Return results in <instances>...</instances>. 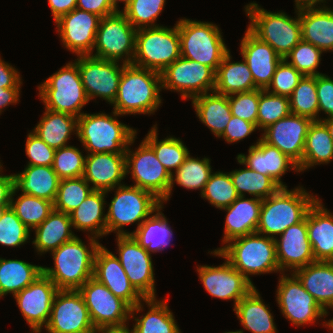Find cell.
Here are the masks:
<instances>
[{
    "instance_id": "1",
    "label": "cell",
    "mask_w": 333,
    "mask_h": 333,
    "mask_svg": "<svg viewBox=\"0 0 333 333\" xmlns=\"http://www.w3.org/2000/svg\"><path fill=\"white\" fill-rule=\"evenodd\" d=\"M88 238L89 246L75 236L51 252L54 267L42 269L43 274L50 278L58 289L78 290L93 277L94 258L101 243L90 235Z\"/></svg>"
},
{
    "instance_id": "2",
    "label": "cell",
    "mask_w": 333,
    "mask_h": 333,
    "mask_svg": "<svg viewBox=\"0 0 333 333\" xmlns=\"http://www.w3.org/2000/svg\"><path fill=\"white\" fill-rule=\"evenodd\" d=\"M161 74L133 64L122 71L118 92L111 104L120 115L153 114L161 106Z\"/></svg>"
},
{
    "instance_id": "3",
    "label": "cell",
    "mask_w": 333,
    "mask_h": 333,
    "mask_svg": "<svg viewBox=\"0 0 333 333\" xmlns=\"http://www.w3.org/2000/svg\"><path fill=\"white\" fill-rule=\"evenodd\" d=\"M112 113H83L78 117L77 137L87 154H125L134 143L137 130L118 120L117 116L123 115Z\"/></svg>"
},
{
    "instance_id": "4",
    "label": "cell",
    "mask_w": 333,
    "mask_h": 333,
    "mask_svg": "<svg viewBox=\"0 0 333 333\" xmlns=\"http://www.w3.org/2000/svg\"><path fill=\"white\" fill-rule=\"evenodd\" d=\"M211 254L226 259L251 283L249 275L280 272L275 239L257 232L235 238Z\"/></svg>"
},
{
    "instance_id": "5",
    "label": "cell",
    "mask_w": 333,
    "mask_h": 333,
    "mask_svg": "<svg viewBox=\"0 0 333 333\" xmlns=\"http://www.w3.org/2000/svg\"><path fill=\"white\" fill-rule=\"evenodd\" d=\"M317 199L302 186L292 190H288L287 186L280 187L262 200L256 232L271 238L278 237L288 227L302 222Z\"/></svg>"
},
{
    "instance_id": "6",
    "label": "cell",
    "mask_w": 333,
    "mask_h": 333,
    "mask_svg": "<svg viewBox=\"0 0 333 333\" xmlns=\"http://www.w3.org/2000/svg\"><path fill=\"white\" fill-rule=\"evenodd\" d=\"M250 19L247 29L261 41L269 44L284 59L302 40L299 9L293 18L283 11L270 12L251 2L245 7Z\"/></svg>"
},
{
    "instance_id": "7",
    "label": "cell",
    "mask_w": 333,
    "mask_h": 333,
    "mask_svg": "<svg viewBox=\"0 0 333 333\" xmlns=\"http://www.w3.org/2000/svg\"><path fill=\"white\" fill-rule=\"evenodd\" d=\"M39 99L51 111L81 116L82 108L90 102L83 87L78 69V58L68 62L49 76L37 88Z\"/></svg>"
},
{
    "instance_id": "8",
    "label": "cell",
    "mask_w": 333,
    "mask_h": 333,
    "mask_svg": "<svg viewBox=\"0 0 333 333\" xmlns=\"http://www.w3.org/2000/svg\"><path fill=\"white\" fill-rule=\"evenodd\" d=\"M181 57L211 67L215 72L230 51L221 30L211 22L183 18L177 21Z\"/></svg>"
},
{
    "instance_id": "9",
    "label": "cell",
    "mask_w": 333,
    "mask_h": 333,
    "mask_svg": "<svg viewBox=\"0 0 333 333\" xmlns=\"http://www.w3.org/2000/svg\"><path fill=\"white\" fill-rule=\"evenodd\" d=\"M114 192L106 213L107 235L113 231L116 236L129 235V232L123 230L125 225L138 222V228L162 205L153 193L133 184L128 186L123 183Z\"/></svg>"
},
{
    "instance_id": "10",
    "label": "cell",
    "mask_w": 333,
    "mask_h": 333,
    "mask_svg": "<svg viewBox=\"0 0 333 333\" xmlns=\"http://www.w3.org/2000/svg\"><path fill=\"white\" fill-rule=\"evenodd\" d=\"M180 56L177 23L173 28L162 25L136 31L133 65L161 73Z\"/></svg>"
},
{
    "instance_id": "11",
    "label": "cell",
    "mask_w": 333,
    "mask_h": 333,
    "mask_svg": "<svg viewBox=\"0 0 333 333\" xmlns=\"http://www.w3.org/2000/svg\"><path fill=\"white\" fill-rule=\"evenodd\" d=\"M136 31L121 11L101 18L93 47L96 53L91 55L105 60L132 64Z\"/></svg>"
},
{
    "instance_id": "12",
    "label": "cell",
    "mask_w": 333,
    "mask_h": 333,
    "mask_svg": "<svg viewBox=\"0 0 333 333\" xmlns=\"http://www.w3.org/2000/svg\"><path fill=\"white\" fill-rule=\"evenodd\" d=\"M215 71L199 62L179 57L161 74L162 89L176 91L182 100L215 91Z\"/></svg>"
},
{
    "instance_id": "13",
    "label": "cell",
    "mask_w": 333,
    "mask_h": 333,
    "mask_svg": "<svg viewBox=\"0 0 333 333\" xmlns=\"http://www.w3.org/2000/svg\"><path fill=\"white\" fill-rule=\"evenodd\" d=\"M78 291L96 330L106 326H121L130 320L131 307L94 277L87 280Z\"/></svg>"
},
{
    "instance_id": "14",
    "label": "cell",
    "mask_w": 333,
    "mask_h": 333,
    "mask_svg": "<svg viewBox=\"0 0 333 333\" xmlns=\"http://www.w3.org/2000/svg\"><path fill=\"white\" fill-rule=\"evenodd\" d=\"M290 274L289 277L285 272L281 273L276 291V301L282 315L297 327L314 324L320 317H327V313L305 290L298 278L293 273Z\"/></svg>"
},
{
    "instance_id": "15",
    "label": "cell",
    "mask_w": 333,
    "mask_h": 333,
    "mask_svg": "<svg viewBox=\"0 0 333 333\" xmlns=\"http://www.w3.org/2000/svg\"><path fill=\"white\" fill-rule=\"evenodd\" d=\"M126 175L131 174L134 186L153 193L161 201L169 192L171 175L156 158L154 150L144 141L137 150L125 151Z\"/></svg>"
},
{
    "instance_id": "16",
    "label": "cell",
    "mask_w": 333,
    "mask_h": 333,
    "mask_svg": "<svg viewBox=\"0 0 333 333\" xmlns=\"http://www.w3.org/2000/svg\"><path fill=\"white\" fill-rule=\"evenodd\" d=\"M47 333H93L88 308L78 290L59 289L53 299Z\"/></svg>"
},
{
    "instance_id": "17",
    "label": "cell",
    "mask_w": 333,
    "mask_h": 333,
    "mask_svg": "<svg viewBox=\"0 0 333 333\" xmlns=\"http://www.w3.org/2000/svg\"><path fill=\"white\" fill-rule=\"evenodd\" d=\"M78 57L81 81L89 100L100 97L112 104L116 98L123 68L118 61L105 60L92 55Z\"/></svg>"
},
{
    "instance_id": "18",
    "label": "cell",
    "mask_w": 333,
    "mask_h": 333,
    "mask_svg": "<svg viewBox=\"0 0 333 333\" xmlns=\"http://www.w3.org/2000/svg\"><path fill=\"white\" fill-rule=\"evenodd\" d=\"M120 264L130 283L144 298H156L152 256L132 235L117 236Z\"/></svg>"
},
{
    "instance_id": "19",
    "label": "cell",
    "mask_w": 333,
    "mask_h": 333,
    "mask_svg": "<svg viewBox=\"0 0 333 333\" xmlns=\"http://www.w3.org/2000/svg\"><path fill=\"white\" fill-rule=\"evenodd\" d=\"M101 17L78 8L62 15L54 23L64 47L77 56L93 54Z\"/></svg>"
},
{
    "instance_id": "20",
    "label": "cell",
    "mask_w": 333,
    "mask_h": 333,
    "mask_svg": "<svg viewBox=\"0 0 333 333\" xmlns=\"http://www.w3.org/2000/svg\"><path fill=\"white\" fill-rule=\"evenodd\" d=\"M58 290L50 278L41 274L33 283L13 296L19 311L33 331L31 333H41L42 327H46Z\"/></svg>"
},
{
    "instance_id": "21",
    "label": "cell",
    "mask_w": 333,
    "mask_h": 333,
    "mask_svg": "<svg viewBox=\"0 0 333 333\" xmlns=\"http://www.w3.org/2000/svg\"><path fill=\"white\" fill-rule=\"evenodd\" d=\"M312 122L311 118L290 113L264 129L259 138L278 148L299 165L302 162L305 139Z\"/></svg>"
},
{
    "instance_id": "22",
    "label": "cell",
    "mask_w": 333,
    "mask_h": 333,
    "mask_svg": "<svg viewBox=\"0 0 333 333\" xmlns=\"http://www.w3.org/2000/svg\"><path fill=\"white\" fill-rule=\"evenodd\" d=\"M197 272L199 280L212 297L233 299L234 307L255 287L227 260L219 266L198 265Z\"/></svg>"
},
{
    "instance_id": "23",
    "label": "cell",
    "mask_w": 333,
    "mask_h": 333,
    "mask_svg": "<svg viewBox=\"0 0 333 333\" xmlns=\"http://www.w3.org/2000/svg\"><path fill=\"white\" fill-rule=\"evenodd\" d=\"M93 277L131 308L145 299L130 283L117 256L102 244L95 254Z\"/></svg>"
},
{
    "instance_id": "24",
    "label": "cell",
    "mask_w": 333,
    "mask_h": 333,
    "mask_svg": "<svg viewBox=\"0 0 333 333\" xmlns=\"http://www.w3.org/2000/svg\"><path fill=\"white\" fill-rule=\"evenodd\" d=\"M279 236L274 239L277 261L282 273L284 271L293 273L296 269L315 262L312 246L308 239L306 217L302 222L285 229Z\"/></svg>"
},
{
    "instance_id": "25",
    "label": "cell",
    "mask_w": 333,
    "mask_h": 333,
    "mask_svg": "<svg viewBox=\"0 0 333 333\" xmlns=\"http://www.w3.org/2000/svg\"><path fill=\"white\" fill-rule=\"evenodd\" d=\"M237 162L260 174L271 177L280 187H286L281 177L288 170L299 172L298 165L278 148L265 143L261 138L248 149V155L238 154ZM291 167V168H290Z\"/></svg>"
},
{
    "instance_id": "26",
    "label": "cell",
    "mask_w": 333,
    "mask_h": 333,
    "mask_svg": "<svg viewBox=\"0 0 333 333\" xmlns=\"http://www.w3.org/2000/svg\"><path fill=\"white\" fill-rule=\"evenodd\" d=\"M240 55L248 65L255 85L259 89H266L282 58L269 44L258 39L248 29L241 39Z\"/></svg>"
},
{
    "instance_id": "27",
    "label": "cell",
    "mask_w": 333,
    "mask_h": 333,
    "mask_svg": "<svg viewBox=\"0 0 333 333\" xmlns=\"http://www.w3.org/2000/svg\"><path fill=\"white\" fill-rule=\"evenodd\" d=\"M83 178L92 189L110 192L126 178L125 154L93 153L85 157Z\"/></svg>"
},
{
    "instance_id": "28",
    "label": "cell",
    "mask_w": 333,
    "mask_h": 333,
    "mask_svg": "<svg viewBox=\"0 0 333 333\" xmlns=\"http://www.w3.org/2000/svg\"><path fill=\"white\" fill-rule=\"evenodd\" d=\"M321 201L318 198L306 215L308 239L315 261L333 262V213Z\"/></svg>"
},
{
    "instance_id": "29",
    "label": "cell",
    "mask_w": 333,
    "mask_h": 333,
    "mask_svg": "<svg viewBox=\"0 0 333 333\" xmlns=\"http://www.w3.org/2000/svg\"><path fill=\"white\" fill-rule=\"evenodd\" d=\"M262 200L239 196L230 206L224 208L225 218L223 243L255 233L259 224Z\"/></svg>"
},
{
    "instance_id": "30",
    "label": "cell",
    "mask_w": 333,
    "mask_h": 333,
    "mask_svg": "<svg viewBox=\"0 0 333 333\" xmlns=\"http://www.w3.org/2000/svg\"><path fill=\"white\" fill-rule=\"evenodd\" d=\"M301 38L323 52L333 51V8L299 9Z\"/></svg>"
},
{
    "instance_id": "31",
    "label": "cell",
    "mask_w": 333,
    "mask_h": 333,
    "mask_svg": "<svg viewBox=\"0 0 333 333\" xmlns=\"http://www.w3.org/2000/svg\"><path fill=\"white\" fill-rule=\"evenodd\" d=\"M293 274L328 314V309L333 308V262L315 261Z\"/></svg>"
},
{
    "instance_id": "32",
    "label": "cell",
    "mask_w": 333,
    "mask_h": 333,
    "mask_svg": "<svg viewBox=\"0 0 333 333\" xmlns=\"http://www.w3.org/2000/svg\"><path fill=\"white\" fill-rule=\"evenodd\" d=\"M157 300V298H145L131 308L130 318L136 322L133 325L135 333H182L176 323L173 313L170 311L167 301ZM145 302L148 312L140 317H136L140 311L144 310Z\"/></svg>"
},
{
    "instance_id": "33",
    "label": "cell",
    "mask_w": 333,
    "mask_h": 333,
    "mask_svg": "<svg viewBox=\"0 0 333 333\" xmlns=\"http://www.w3.org/2000/svg\"><path fill=\"white\" fill-rule=\"evenodd\" d=\"M13 178L16 191L53 203L61 180L52 166L34 165H26L22 172L13 174Z\"/></svg>"
},
{
    "instance_id": "34",
    "label": "cell",
    "mask_w": 333,
    "mask_h": 333,
    "mask_svg": "<svg viewBox=\"0 0 333 333\" xmlns=\"http://www.w3.org/2000/svg\"><path fill=\"white\" fill-rule=\"evenodd\" d=\"M105 191L93 190L87 198L72 212L69 213L72 227L86 231L90 236L99 239L107 235V222L105 213Z\"/></svg>"
},
{
    "instance_id": "35",
    "label": "cell",
    "mask_w": 333,
    "mask_h": 333,
    "mask_svg": "<svg viewBox=\"0 0 333 333\" xmlns=\"http://www.w3.org/2000/svg\"><path fill=\"white\" fill-rule=\"evenodd\" d=\"M233 308L244 329L252 333H277L269 306L263 302L256 287Z\"/></svg>"
},
{
    "instance_id": "36",
    "label": "cell",
    "mask_w": 333,
    "mask_h": 333,
    "mask_svg": "<svg viewBox=\"0 0 333 333\" xmlns=\"http://www.w3.org/2000/svg\"><path fill=\"white\" fill-rule=\"evenodd\" d=\"M72 222L67 213L53 210L50 215L33 230L35 239L32 241L36 252L42 255L56 250L63 243L76 235L72 232Z\"/></svg>"
},
{
    "instance_id": "37",
    "label": "cell",
    "mask_w": 333,
    "mask_h": 333,
    "mask_svg": "<svg viewBox=\"0 0 333 333\" xmlns=\"http://www.w3.org/2000/svg\"><path fill=\"white\" fill-rule=\"evenodd\" d=\"M231 59L229 51L218 66L215 73V92L229 96L259 89L244 59L240 62H231Z\"/></svg>"
},
{
    "instance_id": "38",
    "label": "cell",
    "mask_w": 333,
    "mask_h": 333,
    "mask_svg": "<svg viewBox=\"0 0 333 333\" xmlns=\"http://www.w3.org/2000/svg\"><path fill=\"white\" fill-rule=\"evenodd\" d=\"M196 116L218 138L227 127L231 117L228 96L214 92L192 98Z\"/></svg>"
},
{
    "instance_id": "39",
    "label": "cell",
    "mask_w": 333,
    "mask_h": 333,
    "mask_svg": "<svg viewBox=\"0 0 333 333\" xmlns=\"http://www.w3.org/2000/svg\"><path fill=\"white\" fill-rule=\"evenodd\" d=\"M32 131L49 147L55 150L60 149L68 146L67 142L71 138L72 132L77 136L78 118L45 108L41 120Z\"/></svg>"
},
{
    "instance_id": "40",
    "label": "cell",
    "mask_w": 333,
    "mask_h": 333,
    "mask_svg": "<svg viewBox=\"0 0 333 333\" xmlns=\"http://www.w3.org/2000/svg\"><path fill=\"white\" fill-rule=\"evenodd\" d=\"M333 159V140L323 121L314 120L305 139L302 162L298 165L303 172L314 165L328 164Z\"/></svg>"
},
{
    "instance_id": "41",
    "label": "cell",
    "mask_w": 333,
    "mask_h": 333,
    "mask_svg": "<svg viewBox=\"0 0 333 333\" xmlns=\"http://www.w3.org/2000/svg\"><path fill=\"white\" fill-rule=\"evenodd\" d=\"M163 207L162 204L137 229L129 232V235H132L140 246L150 254L163 251L170 245L173 237L168 219L161 212Z\"/></svg>"
},
{
    "instance_id": "42",
    "label": "cell",
    "mask_w": 333,
    "mask_h": 333,
    "mask_svg": "<svg viewBox=\"0 0 333 333\" xmlns=\"http://www.w3.org/2000/svg\"><path fill=\"white\" fill-rule=\"evenodd\" d=\"M43 266L17 259L0 258V295L13 296L33 283L41 274Z\"/></svg>"
},
{
    "instance_id": "43",
    "label": "cell",
    "mask_w": 333,
    "mask_h": 333,
    "mask_svg": "<svg viewBox=\"0 0 333 333\" xmlns=\"http://www.w3.org/2000/svg\"><path fill=\"white\" fill-rule=\"evenodd\" d=\"M175 173V174H174ZM171 175V182L167 196L161 201L162 204L169 200L174 183L187 190H200L203 192L205 184L212 174V167L209 158L186 157L184 163Z\"/></svg>"
},
{
    "instance_id": "44",
    "label": "cell",
    "mask_w": 333,
    "mask_h": 333,
    "mask_svg": "<svg viewBox=\"0 0 333 333\" xmlns=\"http://www.w3.org/2000/svg\"><path fill=\"white\" fill-rule=\"evenodd\" d=\"M157 124L152 126L148 134L143 139L153 150L156 158L164 166L170 175L184 163L186 157L190 154L188 148L182 142L173 136L158 140ZM173 171V172H172Z\"/></svg>"
},
{
    "instance_id": "45",
    "label": "cell",
    "mask_w": 333,
    "mask_h": 333,
    "mask_svg": "<svg viewBox=\"0 0 333 333\" xmlns=\"http://www.w3.org/2000/svg\"><path fill=\"white\" fill-rule=\"evenodd\" d=\"M244 167L246 168L229 172L239 196L249 193L255 198L264 200L280 188L271 177L253 171L247 166Z\"/></svg>"
},
{
    "instance_id": "46",
    "label": "cell",
    "mask_w": 333,
    "mask_h": 333,
    "mask_svg": "<svg viewBox=\"0 0 333 333\" xmlns=\"http://www.w3.org/2000/svg\"><path fill=\"white\" fill-rule=\"evenodd\" d=\"M16 192L14 188L11 195L10 207L15 211L22 223L31 230L39 226L54 210L53 202L36 196L22 193L15 200L14 196L17 195Z\"/></svg>"
},
{
    "instance_id": "47",
    "label": "cell",
    "mask_w": 333,
    "mask_h": 333,
    "mask_svg": "<svg viewBox=\"0 0 333 333\" xmlns=\"http://www.w3.org/2000/svg\"><path fill=\"white\" fill-rule=\"evenodd\" d=\"M292 114L314 120L319 118V104L316 89V76H303L289 96Z\"/></svg>"
},
{
    "instance_id": "48",
    "label": "cell",
    "mask_w": 333,
    "mask_h": 333,
    "mask_svg": "<svg viewBox=\"0 0 333 333\" xmlns=\"http://www.w3.org/2000/svg\"><path fill=\"white\" fill-rule=\"evenodd\" d=\"M201 197L207 199L214 207L222 210L230 206L238 197L229 172H212L205 184Z\"/></svg>"
},
{
    "instance_id": "49",
    "label": "cell",
    "mask_w": 333,
    "mask_h": 333,
    "mask_svg": "<svg viewBox=\"0 0 333 333\" xmlns=\"http://www.w3.org/2000/svg\"><path fill=\"white\" fill-rule=\"evenodd\" d=\"M93 191L83 177L61 179L54 201V209L69 214Z\"/></svg>"
},
{
    "instance_id": "50",
    "label": "cell",
    "mask_w": 333,
    "mask_h": 333,
    "mask_svg": "<svg viewBox=\"0 0 333 333\" xmlns=\"http://www.w3.org/2000/svg\"><path fill=\"white\" fill-rule=\"evenodd\" d=\"M291 113L289 97L259 89L257 128L264 130Z\"/></svg>"
},
{
    "instance_id": "51",
    "label": "cell",
    "mask_w": 333,
    "mask_h": 333,
    "mask_svg": "<svg viewBox=\"0 0 333 333\" xmlns=\"http://www.w3.org/2000/svg\"><path fill=\"white\" fill-rule=\"evenodd\" d=\"M166 0H132L121 12L136 29L161 26L156 24Z\"/></svg>"
},
{
    "instance_id": "52",
    "label": "cell",
    "mask_w": 333,
    "mask_h": 333,
    "mask_svg": "<svg viewBox=\"0 0 333 333\" xmlns=\"http://www.w3.org/2000/svg\"><path fill=\"white\" fill-rule=\"evenodd\" d=\"M85 157L78 148L71 145L56 149L53 170L60 179L83 177Z\"/></svg>"
},
{
    "instance_id": "53",
    "label": "cell",
    "mask_w": 333,
    "mask_h": 333,
    "mask_svg": "<svg viewBox=\"0 0 333 333\" xmlns=\"http://www.w3.org/2000/svg\"><path fill=\"white\" fill-rule=\"evenodd\" d=\"M322 53L311 43L301 40L284 59L303 76H317L322 74L317 71Z\"/></svg>"
},
{
    "instance_id": "54",
    "label": "cell",
    "mask_w": 333,
    "mask_h": 333,
    "mask_svg": "<svg viewBox=\"0 0 333 333\" xmlns=\"http://www.w3.org/2000/svg\"><path fill=\"white\" fill-rule=\"evenodd\" d=\"M30 229L17 217L9 206L0 217V244L8 247H18L28 242Z\"/></svg>"
},
{
    "instance_id": "55",
    "label": "cell",
    "mask_w": 333,
    "mask_h": 333,
    "mask_svg": "<svg viewBox=\"0 0 333 333\" xmlns=\"http://www.w3.org/2000/svg\"><path fill=\"white\" fill-rule=\"evenodd\" d=\"M303 75L285 59L275 69L271 83L265 89L270 93L289 97Z\"/></svg>"
},
{
    "instance_id": "56",
    "label": "cell",
    "mask_w": 333,
    "mask_h": 333,
    "mask_svg": "<svg viewBox=\"0 0 333 333\" xmlns=\"http://www.w3.org/2000/svg\"><path fill=\"white\" fill-rule=\"evenodd\" d=\"M232 116L254 123L257 126L259 89L228 96Z\"/></svg>"
},
{
    "instance_id": "57",
    "label": "cell",
    "mask_w": 333,
    "mask_h": 333,
    "mask_svg": "<svg viewBox=\"0 0 333 333\" xmlns=\"http://www.w3.org/2000/svg\"><path fill=\"white\" fill-rule=\"evenodd\" d=\"M25 153L29 158L27 165L52 166L55 149L49 147L42 139L31 131L27 135Z\"/></svg>"
},
{
    "instance_id": "58",
    "label": "cell",
    "mask_w": 333,
    "mask_h": 333,
    "mask_svg": "<svg viewBox=\"0 0 333 333\" xmlns=\"http://www.w3.org/2000/svg\"><path fill=\"white\" fill-rule=\"evenodd\" d=\"M316 89L319 112L327 114V118L333 117V79L325 74L317 75Z\"/></svg>"
},
{
    "instance_id": "59",
    "label": "cell",
    "mask_w": 333,
    "mask_h": 333,
    "mask_svg": "<svg viewBox=\"0 0 333 333\" xmlns=\"http://www.w3.org/2000/svg\"><path fill=\"white\" fill-rule=\"evenodd\" d=\"M256 129L258 128L254 123L232 116L219 138H224L227 143H235L251 135Z\"/></svg>"
},
{
    "instance_id": "60",
    "label": "cell",
    "mask_w": 333,
    "mask_h": 333,
    "mask_svg": "<svg viewBox=\"0 0 333 333\" xmlns=\"http://www.w3.org/2000/svg\"><path fill=\"white\" fill-rule=\"evenodd\" d=\"M76 8L94 13L101 18L117 12L111 0H77Z\"/></svg>"
},
{
    "instance_id": "61",
    "label": "cell",
    "mask_w": 333,
    "mask_h": 333,
    "mask_svg": "<svg viewBox=\"0 0 333 333\" xmlns=\"http://www.w3.org/2000/svg\"><path fill=\"white\" fill-rule=\"evenodd\" d=\"M19 73L0 57V88H21L23 82Z\"/></svg>"
},
{
    "instance_id": "62",
    "label": "cell",
    "mask_w": 333,
    "mask_h": 333,
    "mask_svg": "<svg viewBox=\"0 0 333 333\" xmlns=\"http://www.w3.org/2000/svg\"><path fill=\"white\" fill-rule=\"evenodd\" d=\"M3 167H0V207H9L12 191L14 189L13 174H2Z\"/></svg>"
},
{
    "instance_id": "63",
    "label": "cell",
    "mask_w": 333,
    "mask_h": 333,
    "mask_svg": "<svg viewBox=\"0 0 333 333\" xmlns=\"http://www.w3.org/2000/svg\"><path fill=\"white\" fill-rule=\"evenodd\" d=\"M54 21L76 8L77 0H48Z\"/></svg>"
},
{
    "instance_id": "64",
    "label": "cell",
    "mask_w": 333,
    "mask_h": 333,
    "mask_svg": "<svg viewBox=\"0 0 333 333\" xmlns=\"http://www.w3.org/2000/svg\"><path fill=\"white\" fill-rule=\"evenodd\" d=\"M19 97L20 88H0V115L10 104H17Z\"/></svg>"
},
{
    "instance_id": "65",
    "label": "cell",
    "mask_w": 333,
    "mask_h": 333,
    "mask_svg": "<svg viewBox=\"0 0 333 333\" xmlns=\"http://www.w3.org/2000/svg\"><path fill=\"white\" fill-rule=\"evenodd\" d=\"M294 2L296 9L326 7V4L321 6V3H327L326 0H294Z\"/></svg>"
},
{
    "instance_id": "66",
    "label": "cell",
    "mask_w": 333,
    "mask_h": 333,
    "mask_svg": "<svg viewBox=\"0 0 333 333\" xmlns=\"http://www.w3.org/2000/svg\"><path fill=\"white\" fill-rule=\"evenodd\" d=\"M100 333H135L134 329L129 330V327L124 324L121 326H106L99 329Z\"/></svg>"
},
{
    "instance_id": "67",
    "label": "cell",
    "mask_w": 333,
    "mask_h": 333,
    "mask_svg": "<svg viewBox=\"0 0 333 333\" xmlns=\"http://www.w3.org/2000/svg\"><path fill=\"white\" fill-rule=\"evenodd\" d=\"M320 121H323L326 124V126L330 132V136L333 140V117H330V118L325 117V118L320 119Z\"/></svg>"
},
{
    "instance_id": "68",
    "label": "cell",
    "mask_w": 333,
    "mask_h": 333,
    "mask_svg": "<svg viewBox=\"0 0 333 333\" xmlns=\"http://www.w3.org/2000/svg\"><path fill=\"white\" fill-rule=\"evenodd\" d=\"M132 0H111L113 8L116 11H120V9H118V3L119 2H124V8L131 2Z\"/></svg>"
},
{
    "instance_id": "69",
    "label": "cell",
    "mask_w": 333,
    "mask_h": 333,
    "mask_svg": "<svg viewBox=\"0 0 333 333\" xmlns=\"http://www.w3.org/2000/svg\"><path fill=\"white\" fill-rule=\"evenodd\" d=\"M323 325L322 326H326L327 328H329V330H331L332 331V333H333V318L330 320H328V321H325L324 323H322Z\"/></svg>"
},
{
    "instance_id": "70",
    "label": "cell",
    "mask_w": 333,
    "mask_h": 333,
    "mask_svg": "<svg viewBox=\"0 0 333 333\" xmlns=\"http://www.w3.org/2000/svg\"><path fill=\"white\" fill-rule=\"evenodd\" d=\"M225 333H244L243 330H237V331H229V332H225Z\"/></svg>"
},
{
    "instance_id": "71",
    "label": "cell",
    "mask_w": 333,
    "mask_h": 333,
    "mask_svg": "<svg viewBox=\"0 0 333 333\" xmlns=\"http://www.w3.org/2000/svg\"><path fill=\"white\" fill-rule=\"evenodd\" d=\"M7 207H0V217L2 216L4 210L6 209Z\"/></svg>"
},
{
    "instance_id": "72",
    "label": "cell",
    "mask_w": 333,
    "mask_h": 333,
    "mask_svg": "<svg viewBox=\"0 0 333 333\" xmlns=\"http://www.w3.org/2000/svg\"><path fill=\"white\" fill-rule=\"evenodd\" d=\"M93 333H100V331H99V330H96V331H94Z\"/></svg>"
}]
</instances>
